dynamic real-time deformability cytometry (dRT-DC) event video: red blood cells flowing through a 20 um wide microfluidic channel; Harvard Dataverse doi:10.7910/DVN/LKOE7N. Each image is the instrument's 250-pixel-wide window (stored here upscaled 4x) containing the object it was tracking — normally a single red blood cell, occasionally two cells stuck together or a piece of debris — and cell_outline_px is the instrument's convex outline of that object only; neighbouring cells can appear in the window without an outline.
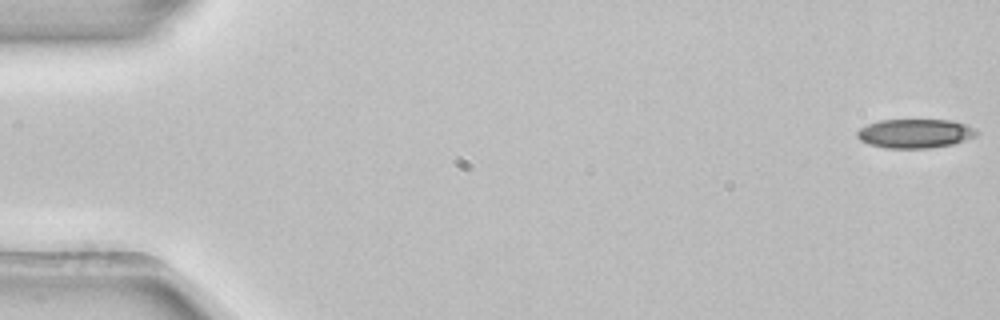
{"species": "common noctule bat (a hibernating species)", "species_latin": "Nyctalus noctula", "temperature_condition": "room temperature", "stored_images_in_passage": 4, "camera_frame_rate_fps": 3000, "um_per_image_px": 0.085, "animal": {"sex": "female", "body_mass_g": 22.7, "forearm_length_mm": 54.2}, "frame": {"image": 1, "passage_image": 1, "time_ms": 0.0, "image_size_px": [1000, 320], "cell_outline_px": [[980, 132], [976, 136], [952, 144], [928, 148], [884, 148], [868, 144], [860, 140], [856, 136], [856, 132], [860, 128], [868, 124], [880, 120], [952, 120], [968, 124], [976, 128]], "centroid_in_image_um": [77.8, 11.34], "position_along_channel_um": 7.2, "area_um2": 20.4}}
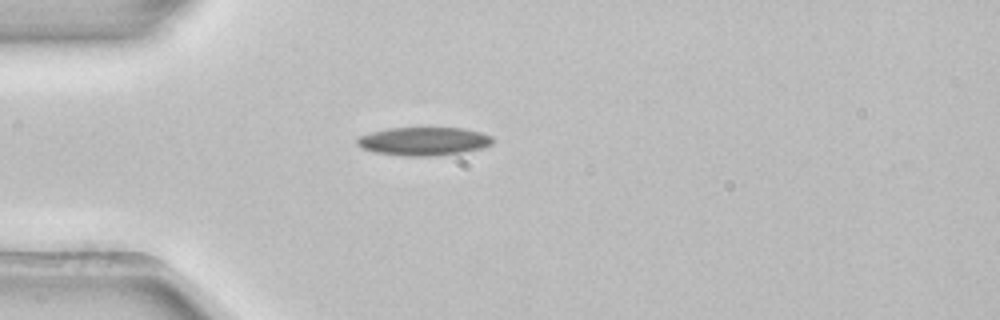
{"frame": {"image": 2, "passage_image": 4, "time_ms": 1.0, "image_size_px": [1000, 320], "cell_outline_px": [[496, 140], [492, 144], [484, 148], [460, 152], [432, 156], [404, 156], [376, 152], [364, 148], [356, 144], [356, 140], [360, 136], [372, 132], [388, 128], [464, 128], [480, 132], [492, 136]], "centroid_in_image_um": [36.06, 12.0], "position_along_channel_um": 48.9, "area_um2": 22.31}}